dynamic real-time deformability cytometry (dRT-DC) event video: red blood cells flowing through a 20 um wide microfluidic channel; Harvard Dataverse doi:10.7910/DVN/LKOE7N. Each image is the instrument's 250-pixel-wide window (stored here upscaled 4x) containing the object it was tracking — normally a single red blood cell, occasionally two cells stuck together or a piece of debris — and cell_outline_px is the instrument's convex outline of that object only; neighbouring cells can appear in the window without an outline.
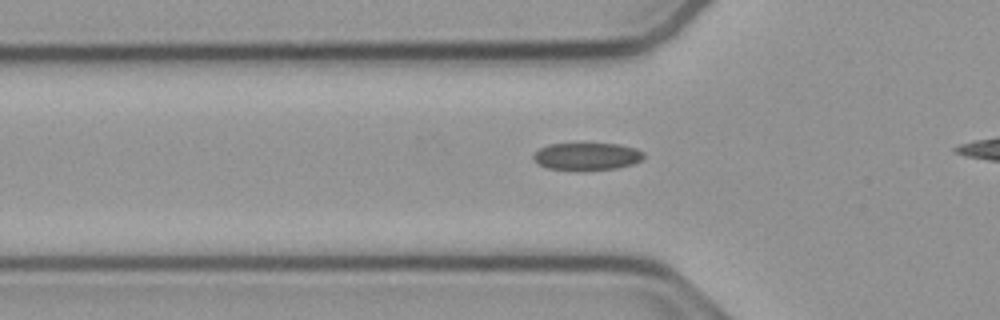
{"species": "common noctule bat (a hibernating species)", "species_latin": "Nyctalus noctula", "temperature_condition": "cold", "stored_images_in_passage": 36, "camera_frame_rate_fps": 3000, "um_per_image_px": 0.085, "animal": {"sex": "male", "body_mass_g": 23.1, "forearm_length_mm": 52.7}, "frame": {"image": 1, "passage_image": 10, "time_ms": 3.0, "image_size_px": [1000, 320], "cell_outline_px": [[644, 156], [640, 160], [632, 164], [616, 168], [548, 168], [532, 160], [532, 156], [540, 148], [548, 144], [620, 144], [636, 148], [644, 152]], "centroid_in_image_um": [49.9, 13.25], "position_along_channel_um": 75.9, "area_um2": 16.94}}
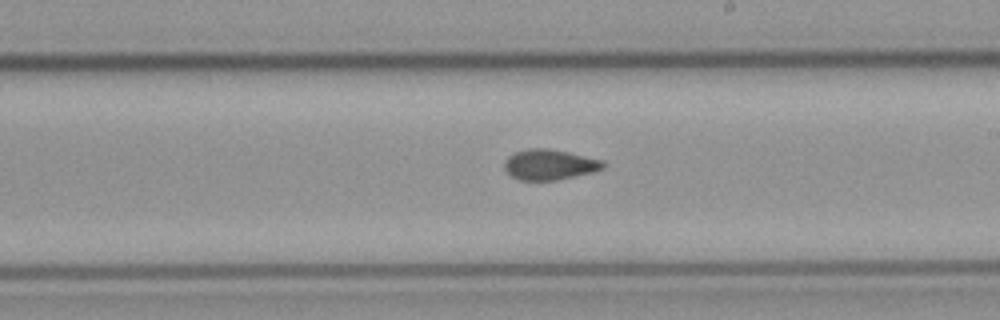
{"frame": {"image": 2, "passage_image": 23, "time_ms": 7.333, "image_size_px": [1000, 320], "cell_outline_px": [[608, 164], [604, 168], [592, 172], [556, 180], [520, 180], [512, 176], [504, 168], [504, 160], [508, 156], [516, 152], [528, 148], [548, 148], [568, 152], [604, 160]], "centroid_in_image_um": [46.73, 13.98], "position_along_channel_um": 242.3, "area_um2": 17.57}}
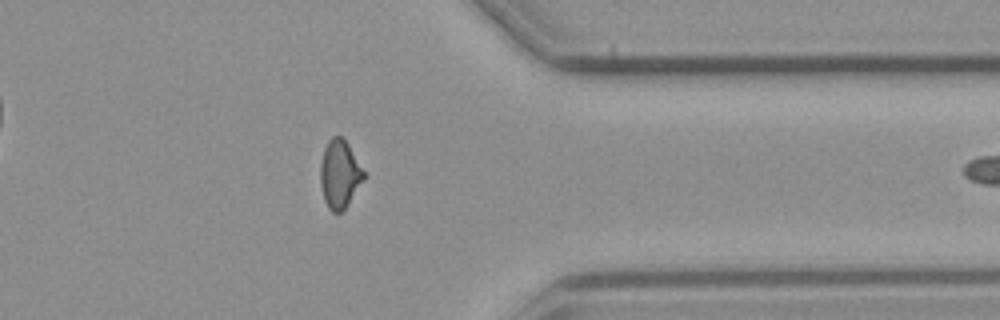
{"frame": {"image": 3, "passage_image": 35, "time_ms": 11.333, "image_size_px": [1000, 320], "cell_outline_px": [[368, 176], [344, 212], [332, 212], [328, 208], [324, 200], [320, 184], [320, 164], [324, 148], [328, 140], [332, 136], [340, 136], [348, 144]], "centroid_in_image_um": [28.9, 14.84], "position_along_channel_um": 382.5, "area_um2": 17.8}}